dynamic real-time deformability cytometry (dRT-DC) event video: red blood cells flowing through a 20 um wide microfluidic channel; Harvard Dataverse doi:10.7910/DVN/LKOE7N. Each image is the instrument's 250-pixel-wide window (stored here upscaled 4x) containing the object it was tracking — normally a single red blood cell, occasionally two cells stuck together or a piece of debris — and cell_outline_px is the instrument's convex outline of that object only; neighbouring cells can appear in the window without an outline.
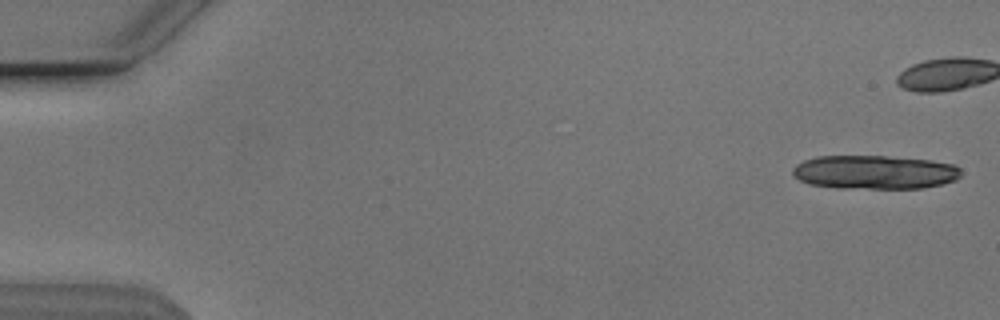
{"species": "Egyptian fruit bat (a non-hibernating species)", "species_latin": "Rousettus aegyptiacus", "temperature_condition": "cold", "stored_images_in_passage": 11, "camera_frame_rate_fps": 3000, "um_per_image_px": 0.085, "animal": {"sex": "male"}, "frame": {"image": 1, "passage_image": 1, "time_ms": 0.0, "image_size_px": [1000, 320], "cell_outline_px": [[960, 176], [956, 180], [944, 184], [924, 188], [836, 188], [808, 184], [792, 176], [792, 168], [796, 164], [804, 160], [816, 156], [884, 156], [932, 160], [956, 164], [960, 168]], "centroid_in_image_um": [74.34, 14.64], "position_along_channel_um": 10.7, "area_um2": 33.58}}